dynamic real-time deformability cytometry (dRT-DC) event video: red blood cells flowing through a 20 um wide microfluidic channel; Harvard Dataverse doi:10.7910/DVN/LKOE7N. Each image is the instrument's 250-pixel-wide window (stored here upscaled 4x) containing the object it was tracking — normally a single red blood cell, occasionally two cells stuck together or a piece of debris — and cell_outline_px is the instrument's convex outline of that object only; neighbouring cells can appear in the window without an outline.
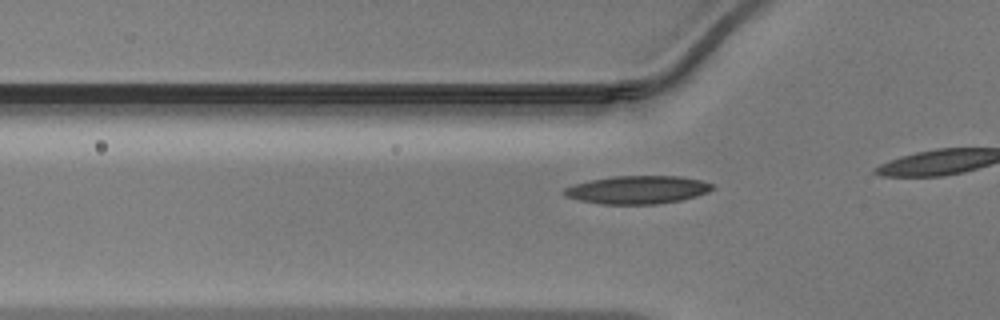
{"species": "Egyptian fruit bat (a non-hibernating species)", "species_latin": "Rousettus aegyptiacus", "temperature_condition": "warm", "stored_images_in_passage": 5, "camera_frame_rate_fps": 3000, "um_per_image_px": 0.085, "animal": {"sex": "male"}, "frame": {"image": 1, "passage_image": 2, "time_ms": 0.333, "image_size_px": [1000, 320], "cell_outline_px": [[716, 188], [708, 192], [696, 196], [680, 200], [656, 204], [600, 204], [580, 200], [564, 196], [560, 192], [564, 188], [572, 184], [612, 176], [680, 176], [700, 180], [712, 184]], "centroid_in_image_um": [54.16, 16.13], "position_along_channel_um": 71.6, "area_um2": 24.33}}